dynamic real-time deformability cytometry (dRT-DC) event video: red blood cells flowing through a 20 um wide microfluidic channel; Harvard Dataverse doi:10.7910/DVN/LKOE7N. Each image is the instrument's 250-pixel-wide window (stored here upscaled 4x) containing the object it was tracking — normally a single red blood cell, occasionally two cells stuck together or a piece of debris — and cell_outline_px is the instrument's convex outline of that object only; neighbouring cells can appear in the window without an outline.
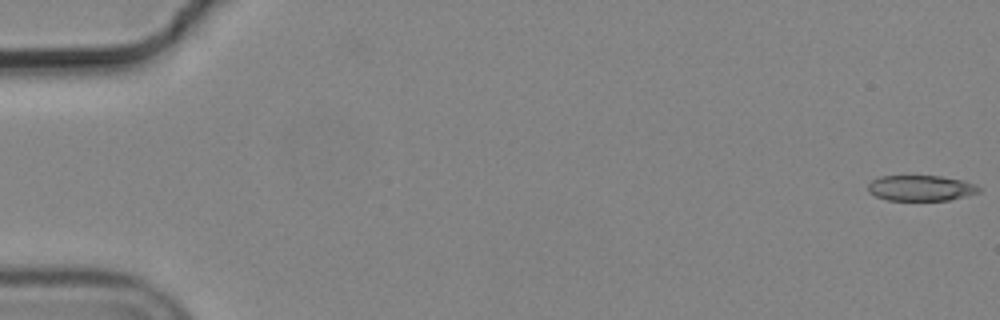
{"species": "common noctule bat (a hibernating species)", "species_latin": "Nyctalus noctula", "temperature_condition": "cold", "stored_images_in_passage": 19, "camera_frame_rate_fps": 3000, "um_per_image_px": 0.085, "animal": {"sex": "male", "body_mass_g": 19.2, "forearm_length_mm": 51.8}, "frame": {"image": 1, "passage_image": 1, "time_ms": 0.0, "image_size_px": [1000, 320], "cell_outline_px": [[984, 188], [980, 192], [948, 200], [888, 200], [876, 196], [868, 192], [868, 184], [872, 180], [880, 176], [940, 176], [964, 180], [976, 184]], "centroid_in_image_um": [78.31, 15.98], "position_along_channel_um": 6.7, "area_um2": 16.65}}
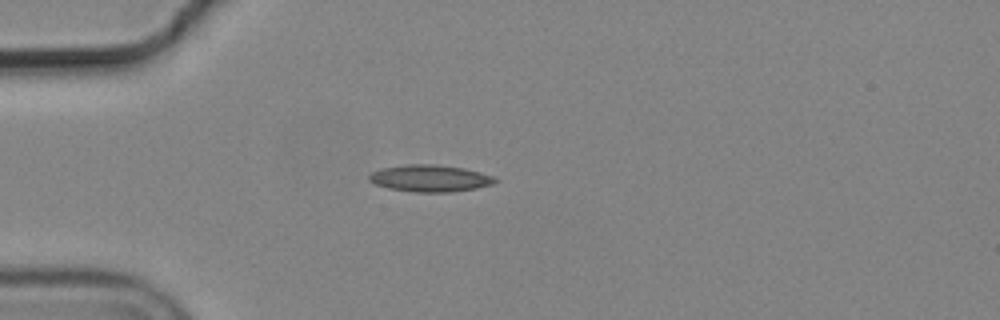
{"frame": {"image": 2, "passage_image": 16, "time_ms": 5.0, "image_size_px": [1000, 320], "cell_outline_px": [[496, 180], [492, 184], [476, 188], [452, 192], [416, 192], [388, 188], [376, 184], [368, 180], [368, 176], [372, 172], [384, 168], [408, 164], [436, 164], [464, 168], [480, 172], [492, 176]], "centroid_in_image_um": [36.54, 15.15], "position_along_channel_um": 48.5, "area_um2": 19.54}}